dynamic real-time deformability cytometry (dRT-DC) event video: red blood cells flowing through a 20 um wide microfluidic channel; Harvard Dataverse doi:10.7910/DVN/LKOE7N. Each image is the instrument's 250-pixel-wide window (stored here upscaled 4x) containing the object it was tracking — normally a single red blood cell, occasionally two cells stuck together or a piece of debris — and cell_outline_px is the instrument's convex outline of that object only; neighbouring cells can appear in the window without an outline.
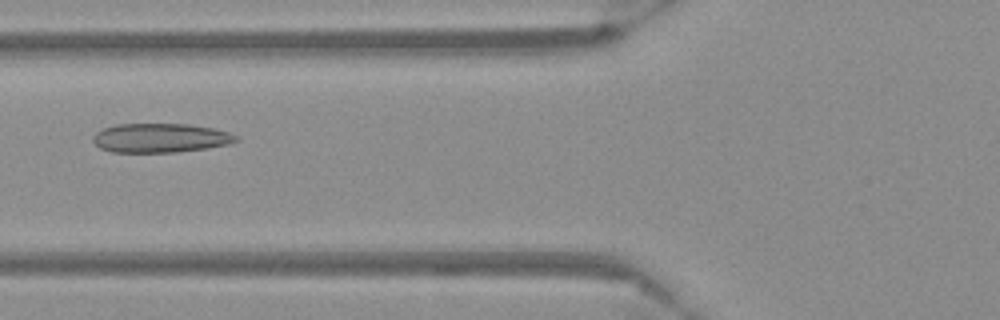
{"species": "Egyptian fruit bat (a non-hibernating species)", "species_latin": "Rousettus aegyptiacus", "temperature_condition": "warm", "stored_images_in_passage": 50, "camera_frame_rate_fps": 3000, "um_per_image_px": 0.085, "frame": {"image": 1, "passage_image": 17, "time_ms": 5.333, "image_size_px": [1000, 320], "cell_outline_px": [[240, 140], [228, 144], [208, 148], [176, 152], [112, 152], [100, 148], [92, 140], [92, 136], [96, 132], [104, 128], [116, 124], [188, 124], [212, 128], [228, 132], [240, 136]], "centroid_in_image_um": [13.65, 11.72], "position_along_channel_um": 112.2, "area_um2": 24.39}}
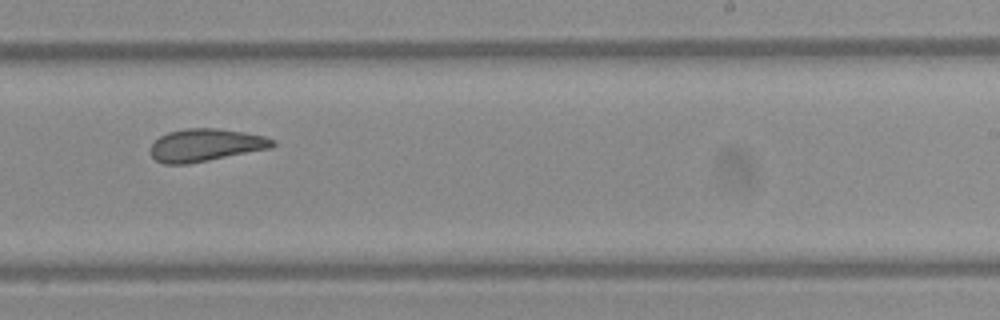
{"frame": {"image": 2, "passage_image": 30, "time_ms": 9.667, "image_size_px": [1000, 320], "cell_outline_px": [[276, 144], [272, 148], [188, 164], [164, 164], [156, 160], [152, 156], [152, 144], [160, 136], [168, 132], [184, 128], [216, 128], [244, 132], [264, 136], [276, 140]], "centroid_in_image_um": [17.51, 12.33], "position_along_channel_um": 271.5, "area_um2": 23.18}}
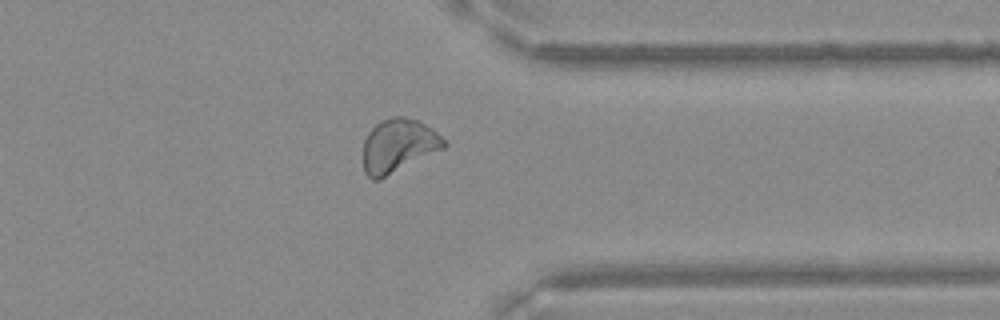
{"frame": {"image": 3, "passage_image": 39, "time_ms": 12.667, "image_size_px": [1000, 320], "cell_outline_px": [[448, 144], [444, 148], [380, 180], [372, 180], [364, 172], [364, 140], [368, 132], [380, 120], [392, 116], [400, 116], [420, 120], [432, 128]], "centroid_in_image_um": [33.85, 12.38], "position_along_channel_um": 377.5, "area_um2": 25.32}}